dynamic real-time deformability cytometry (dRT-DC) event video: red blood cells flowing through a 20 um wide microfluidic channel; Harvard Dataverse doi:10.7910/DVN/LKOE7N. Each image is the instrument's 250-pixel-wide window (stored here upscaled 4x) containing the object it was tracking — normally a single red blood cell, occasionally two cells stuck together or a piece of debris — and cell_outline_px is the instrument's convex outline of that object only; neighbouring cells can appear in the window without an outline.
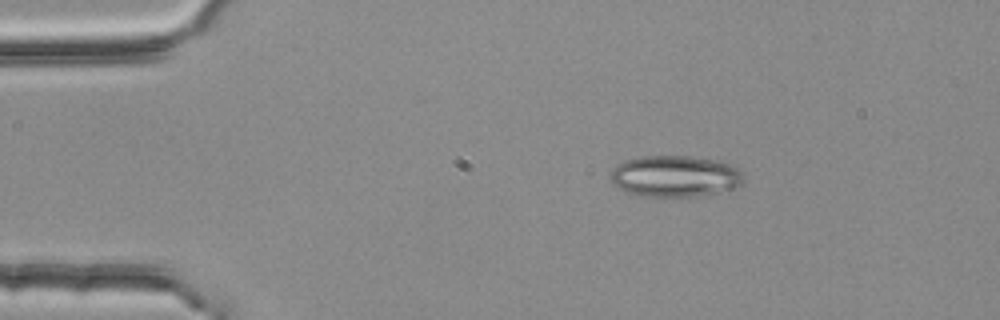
{"species": "common noctule bat (a hibernating species)", "species_latin": "Nyctalus noctula", "temperature_condition": "room temperature", "stored_images_in_passage": 2, "camera_frame_rate_fps": 3000, "um_per_image_px": 0.085, "animal": {"sex": "female", "body_mass_g": 25.1}, "frame": {"image": 1, "passage_image": 1, "time_ms": 0.0, "image_size_px": [1000, 320], "cell_outline_px": [[744, 180], [740, 184], [720, 192], [696, 196], [640, 196], [628, 192], [612, 184], [612, 168], [628, 160], [640, 156], [688, 156], [716, 160], [732, 164], [744, 176]], "centroid_in_image_um": [57.38, 14.97], "position_along_channel_um": 27.6, "area_um2": 31.73}}